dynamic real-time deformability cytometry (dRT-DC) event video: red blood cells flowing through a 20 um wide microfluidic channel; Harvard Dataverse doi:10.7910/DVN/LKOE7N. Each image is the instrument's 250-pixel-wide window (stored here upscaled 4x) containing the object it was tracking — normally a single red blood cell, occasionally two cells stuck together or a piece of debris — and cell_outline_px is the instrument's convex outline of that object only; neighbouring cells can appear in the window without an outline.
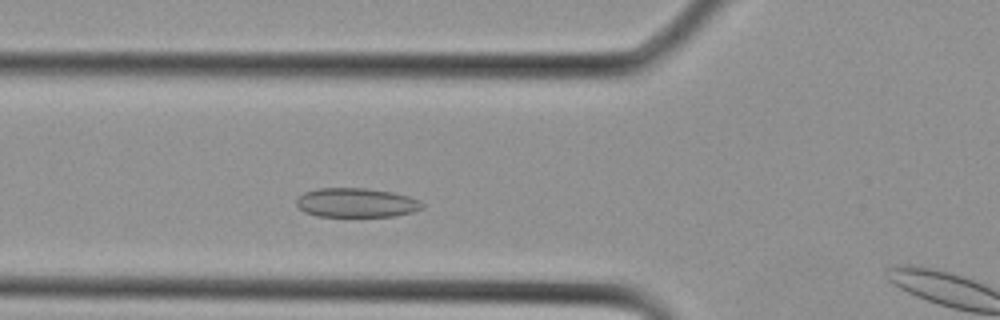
{"species": "Egyptian fruit bat (a non-hibernating species)", "species_latin": "Rousettus aegyptiacus", "temperature_condition": "cold", "stored_images_in_passage": 6, "camera_frame_rate_fps": 3000, "um_per_image_px": 0.085, "animal": {"sex": "female"}, "frame": {"image": 1, "passage_image": 5, "time_ms": 1.333, "image_size_px": [1000, 320], "cell_outline_px": [[424, 204], [420, 208], [412, 212], [392, 216], [316, 216], [304, 212], [296, 204], [296, 200], [304, 192], [316, 188], [364, 188], [392, 192], [408, 196], [420, 200]], "centroid_in_image_um": [30.26, 17.22], "position_along_channel_um": 95.5, "area_um2": 21.33}}